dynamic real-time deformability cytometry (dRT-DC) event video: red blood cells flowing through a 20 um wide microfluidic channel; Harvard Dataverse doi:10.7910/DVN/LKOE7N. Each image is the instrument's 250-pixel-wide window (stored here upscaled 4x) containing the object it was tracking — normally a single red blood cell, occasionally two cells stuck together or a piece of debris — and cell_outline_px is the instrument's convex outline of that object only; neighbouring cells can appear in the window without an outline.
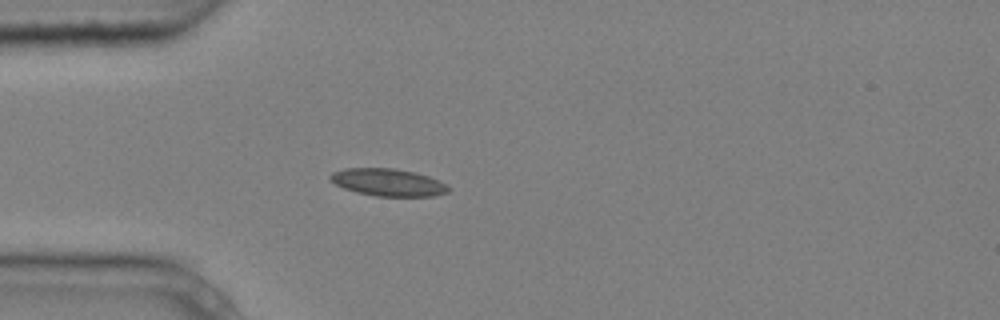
{"species": "common noctule bat (a hibernating species)", "species_latin": "Nyctalus noctula", "temperature_condition": "cold", "stored_images_in_passage": 4, "camera_frame_rate_fps": 3000, "um_per_image_px": 0.085, "animal": {"sex": "male", "body_mass_g": 20.4}, "frame": {"image": 1, "passage_image": 4, "time_ms": 1.0, "image_size_px": [1000, 320], "cell_outline_px": [[452, 188], [448, 192], [436, 196], [376, 196], [356, 192], [344, 188], [336, 184], [328, 176], [332, 172], [344, 168], [396, 168], [416, 172], [428, 176], [448, 184]], "centroid_in_image_um": [33.03, 15.49], "position_along_channel_um": 52.0, "area_um2": 19.02}}